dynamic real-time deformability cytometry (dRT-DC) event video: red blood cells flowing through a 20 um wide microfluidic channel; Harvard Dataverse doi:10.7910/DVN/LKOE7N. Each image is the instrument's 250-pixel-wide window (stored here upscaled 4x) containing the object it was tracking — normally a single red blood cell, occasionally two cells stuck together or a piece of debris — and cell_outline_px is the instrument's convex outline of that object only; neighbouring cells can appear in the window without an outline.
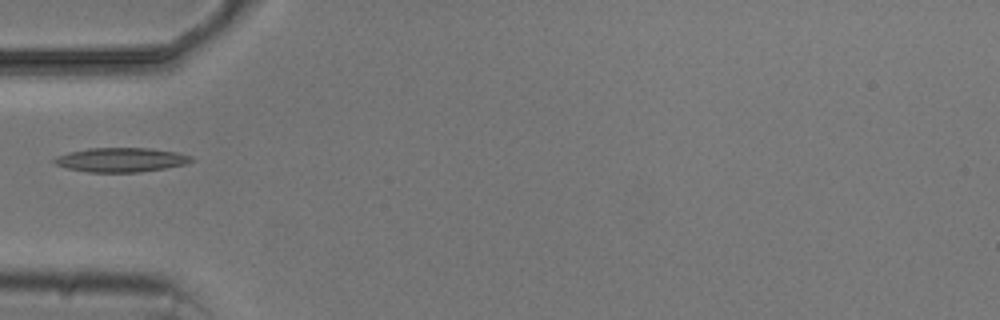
{"species": "common noctule bat (a hibernating species)", "species_latin": "Nyctalus noctula", "temperature_condition": "cold", "stored_images_in_passage": 6, "camera_frame_rate_fps": 3000, "um_per_image_px": 0.085, "animal": {"sex": "male", "body_mass_g": 20.5, "forearm_length_mm": 52.5}, "frame": {"image": 1, "passage_image": 5, "time_ms": 5.667, "image_size_px": [1000, 320], "cell_outline_px": [[196, 160], [184, 164], [164, 168], [136, 172], [88, 172], [68, 168], [56, 164], [52, 160], [56, 156], [68, 152], [88, 148], [152, 148], [176, 152], [192, 156]], "centroid_in_image_um": [10.29, 13.57], "position_along_channel_um": 74.7, "area_um2": 19.31}}
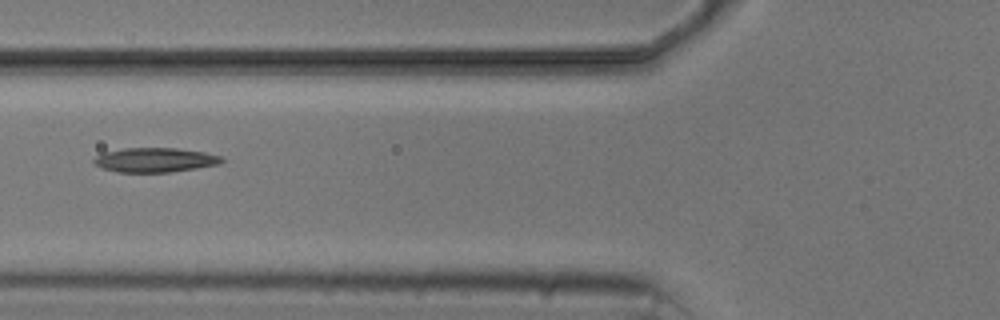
{"frame": {"image": 2, "passage_image": 6, "time_ms": 6.667, "image_size_px": [1000, 320], "cell_outline_px": [[224, 160], [220, 164], [196, 168], [168, 172], [116, 172], [104, 168], [96, 164], [92, 160], [96, 156], [104, 152], [124, 148], [176, 148], [204, 152], [220, 156]], "centroid_in_image_um": [13.17, 13.59], "position_along_channel_um": 112.6, "area_um2": 18.03}}